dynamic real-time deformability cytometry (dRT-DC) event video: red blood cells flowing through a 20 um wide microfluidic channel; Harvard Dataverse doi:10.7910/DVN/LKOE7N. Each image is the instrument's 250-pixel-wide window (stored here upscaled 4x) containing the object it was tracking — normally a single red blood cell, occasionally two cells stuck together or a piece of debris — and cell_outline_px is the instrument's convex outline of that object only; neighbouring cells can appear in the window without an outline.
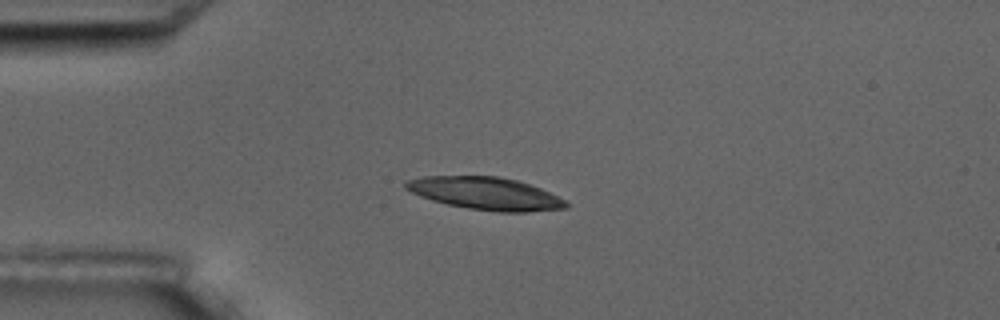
{"species": "common noctule bat (a hibernating species)", "species_latin": "Nyctalus noctula", "temperature_condition": "room temperature", "stored_images_in_passage": 6, "camera_frame_rate_fps": 3000, "um_per_image_px": 0.085, "animal": {"sex": "male", "body_mass_g": 17.5, "forearm_length_mm": 52.3}, "frame": {"image": 1, "passage_image": 3, "time_ms": 2.333, "image_size_px": [1000, 320], "cell_outline_px": [[568, 208], [528, 212], [500, 212], [468, 208], [448, 204], [432, 200], [420, 196], [404, 188], [404, 184], [408, 180], [424, 176], [500, 176], [516, 180], [540, 188], [564, 200], [568, 204]], "centroid_in_image_um": [41.26, 16.44], "position_along_channel_um": 43.7, "area_um2": 30.17}}